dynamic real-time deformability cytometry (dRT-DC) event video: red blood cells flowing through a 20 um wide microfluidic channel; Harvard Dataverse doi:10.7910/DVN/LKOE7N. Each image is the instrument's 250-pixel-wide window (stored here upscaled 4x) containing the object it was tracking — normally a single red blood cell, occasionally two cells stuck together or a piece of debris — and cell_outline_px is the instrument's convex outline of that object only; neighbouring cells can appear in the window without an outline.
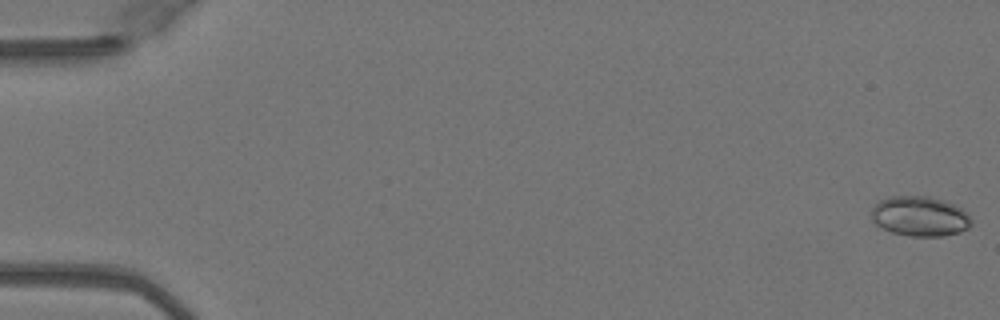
{"species": "Egyptian fruit bat (a non-hibernating species)", "species_latin": "Rousettus aegyptiacus", "temperature_condition": "warm", "stored_images_in_passage": 10, "camera_frame_rate_fps": 3000, "um_per_image_px": 0.085, "animal": {"sex": "female"}, "frame": {"image": 1, "passage_image": 1, "time_ms": 0.0, "image_size_px": [1000, 320], "cell_outline_px": [[972, 224], [968, 228], [960, 232], [944, 236], [912, 236], [892, 232], [876, 224], [872, 220], [872, 208], [880, 200], [892, 196], [928, 196], [952, 204], [960, 208], [972, 220]], "centroid_in_image_um": [78.18, 18.39], "position_along_channel_um": 6.8, "area_um2": 22.95}}